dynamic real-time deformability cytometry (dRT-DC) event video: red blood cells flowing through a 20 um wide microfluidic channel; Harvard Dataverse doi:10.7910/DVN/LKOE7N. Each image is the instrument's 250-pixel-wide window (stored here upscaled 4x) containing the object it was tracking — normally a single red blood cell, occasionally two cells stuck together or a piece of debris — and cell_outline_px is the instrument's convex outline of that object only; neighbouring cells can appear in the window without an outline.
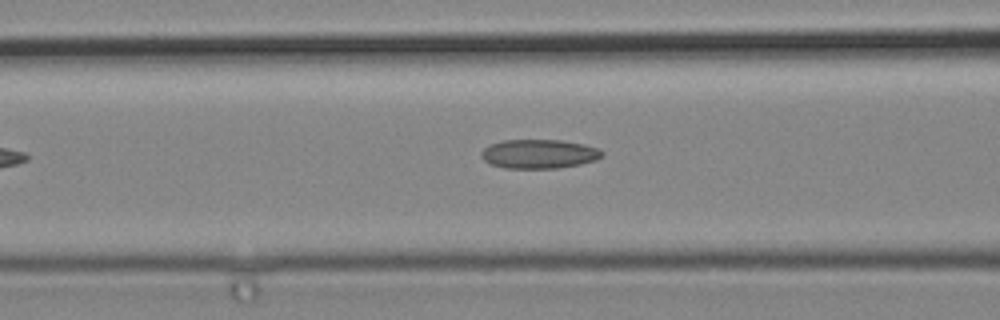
{"species": "common noctule bat (a hibernating species)", "species_latin": "Nyctalus noctula", "temperature_condition": "cold", "stored_images_in_passage": 3, "camera_frame_rate_fps": 3000, "um_per_image_px": 0.085, "animal": {"sex": "male", "body_mass_g": 19.2, "forearm_length_mm": 51.8}, "frame": {"image": 1, "passage_image": 3, "time_ms": 0.667, "image_size_px": [1000, 320], "cell_outline_px": [[604, 156], [596, 160], [580, 164], [556, 168], [504, 168], [492, 164], [484, 160], [480, 156], [480, 152], [488, 144], [504, 140], [560, 140], [584, 144], [600, 148], [604, 152]], "centroid_in_image_um": [45.83, 13.07], "position_along_channel_um": 120.8, "area_um2": 20.63}}